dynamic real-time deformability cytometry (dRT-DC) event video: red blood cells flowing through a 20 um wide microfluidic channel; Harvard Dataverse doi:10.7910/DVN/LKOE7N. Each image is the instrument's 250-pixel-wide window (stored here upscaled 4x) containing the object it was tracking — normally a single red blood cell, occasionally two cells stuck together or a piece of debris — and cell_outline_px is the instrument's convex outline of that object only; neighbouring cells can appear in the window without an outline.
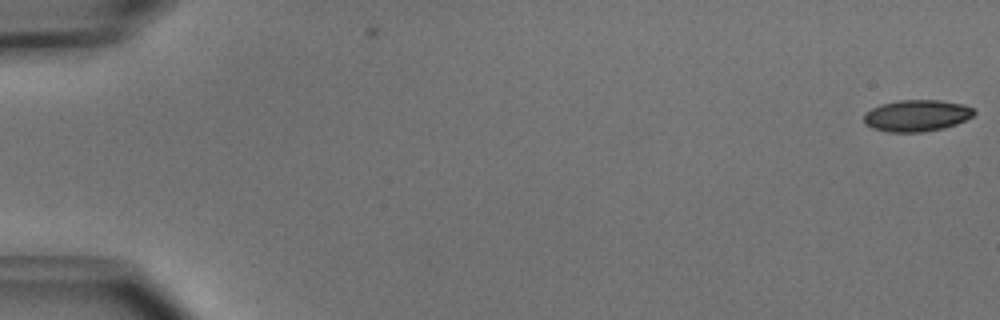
{"species": "common noctule bat (a hibernating species)", "species_latin": "Nyctalus noctula", "temperature_condition": "cold", "stored_images_in_passage": 51, "camera_frame_rate_fps": 3000, "um_per_image_px": 0.085, "animal": {"sex": "male", "body_mass_g": 15.6}, "frame": {"image": 1, "passage_image": 1, "time_ms": 0.0, "image_size_px": [1000, 320], "cell_outline_px": [[976, 112], [972, 116], [956, 124], [944, 128], [924, 132], [888, 132], [872, 128], [864, 124], [864, 112], [880, 104], [900, 100], [940, 100], [964, 104], [972, 108]], "centroid_in_image_um": [77.9, 9.83], "position_along_channel_um": 7.1, "area_um2": 20.4}}
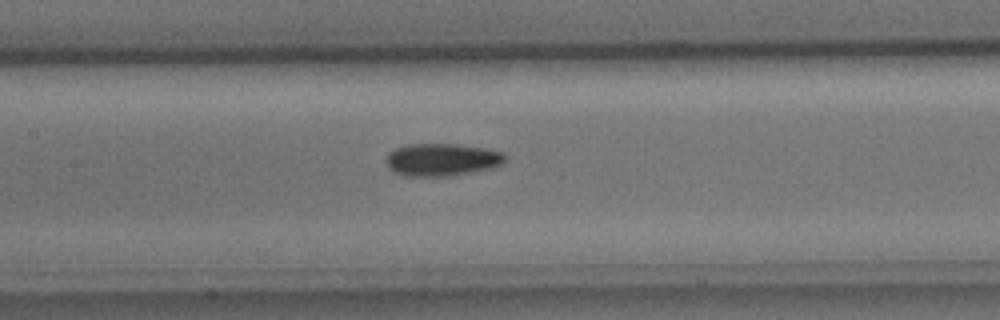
{"frame": {"image": 2, "passage_image": 25, "time_ms": 8.0, "image_size_px": [1000, 320], "cell_outline_px": [[508, 160], [492, 168], [472, 172], [448, 176], [404, 176], [392, 172], [388, 168], [384, 160], [388, 152], [396, 148], [408, 144], [460, 144], [484, 148], [504, 152], [508, 156]], "centroid_in_image_um": [37.55, 13.57], "position_along_channel_um": 169.9, "area_um2": 23.0}}
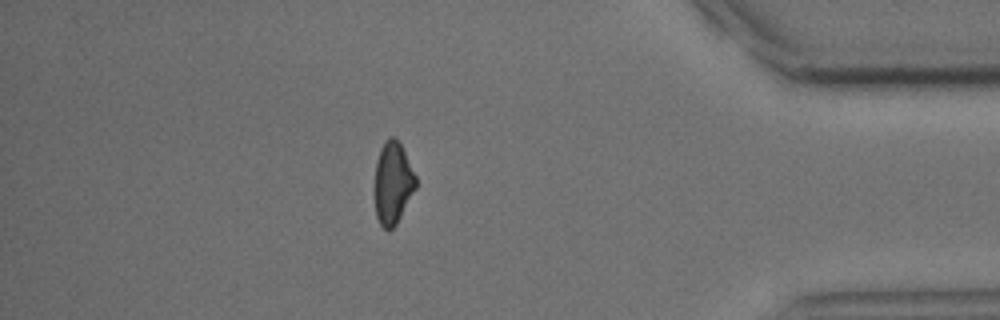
{"frame": {"image": 3, "passage_image": 45, "time_ms": 14.667, "image_size_px": [1000, 320], "cell_outline_px": [[416, 188], [396, 224], [388, 232], [380, 224], [376, 216], [376, 160], [380, 148], [384, 140], [392, 136], [400, 144], [416, 176]], "centroid_in_image_um": [33.39, 15.56], "position_along_channel_um": 401.8, "area_um2": 19.31}, "authors_computed_cell_mechanics": {"area_um2": 21.0392, "velocity_mm_per_s": 3.9877, "shape_relaxation_time_tau1_ms": 3.1974, "shape_relaxation_time_tau2_ms": null, "deformation_change_tau1": 0.1001, "deformation_change_tau2": null}}